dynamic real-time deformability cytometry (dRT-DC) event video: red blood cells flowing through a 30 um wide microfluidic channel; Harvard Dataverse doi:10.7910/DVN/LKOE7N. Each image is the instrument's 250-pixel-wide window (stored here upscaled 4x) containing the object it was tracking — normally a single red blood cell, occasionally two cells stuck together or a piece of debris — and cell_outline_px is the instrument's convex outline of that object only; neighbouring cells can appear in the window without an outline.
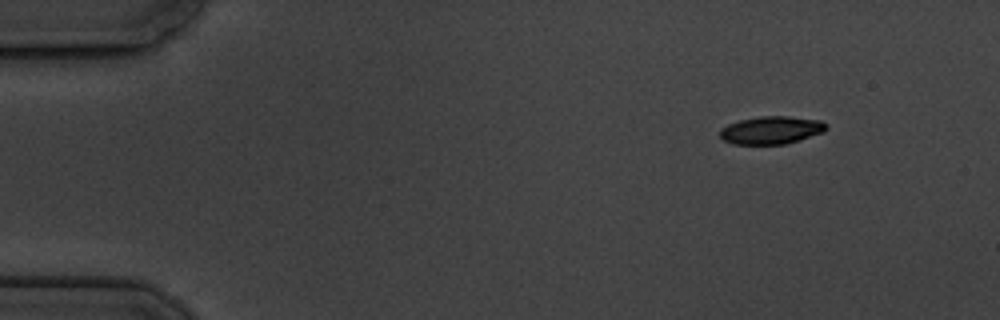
{"species": "common noctule bat (a hibernating species)", "species_latin": "Nyctalus noctula", "temperature_condition": "cold", "stored_images_in_passage": 4, "camera_frame_rate_fps": 3000, "um_per_image_px": 0.085, "animal": {"sex": "male", "body_mass_g": 19.5, "forearm_length_mm": 54.6}, "frame": {"image": 1, "passage_image": 1, "time_ms": 0.0, "image_size_px": [1000, 320], "cell_outline_px": [[828, 128], [824, 132], [800, 140], [784, 144], [732, 144], [724, 140], [720, 136], [720, 128], [728, 124], [740, 120], [760, 116], [788, 116], [820, 120], [828, 124]], "centroid_in_image_um": [65.58, 11.06], "position_along_channel_um": 19.4, "area_um2": 17.34}}
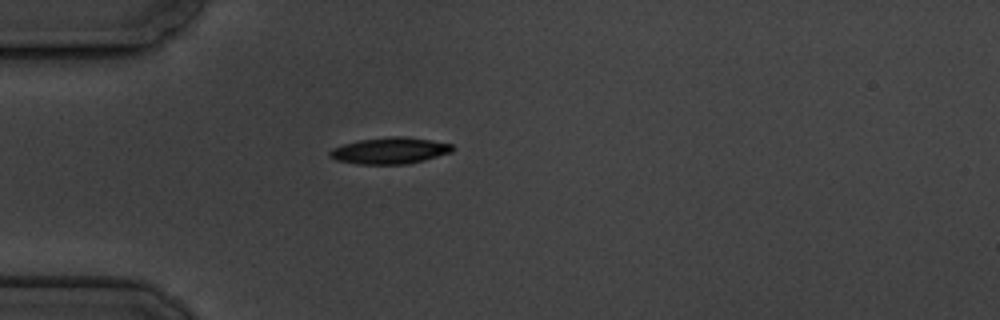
{"frame": {"image": 2, "passage_image": 4, "time_ms": 3.333, "image_size_px": [1000, 320], "cell_outline_px": [[456, 148], [452, 152], [424, 160], [408, 164], [356, 164], [336, 160], [328, 156], [328, 152], [332, 148], [344, 144], [360, 140], [392, 136], [404, 136], [432, 140], [452, 144]], "centroid_in_image_um": [33.15, 12.8], "position_along_channel_um": 51.9, "area_um2": 19.02}}